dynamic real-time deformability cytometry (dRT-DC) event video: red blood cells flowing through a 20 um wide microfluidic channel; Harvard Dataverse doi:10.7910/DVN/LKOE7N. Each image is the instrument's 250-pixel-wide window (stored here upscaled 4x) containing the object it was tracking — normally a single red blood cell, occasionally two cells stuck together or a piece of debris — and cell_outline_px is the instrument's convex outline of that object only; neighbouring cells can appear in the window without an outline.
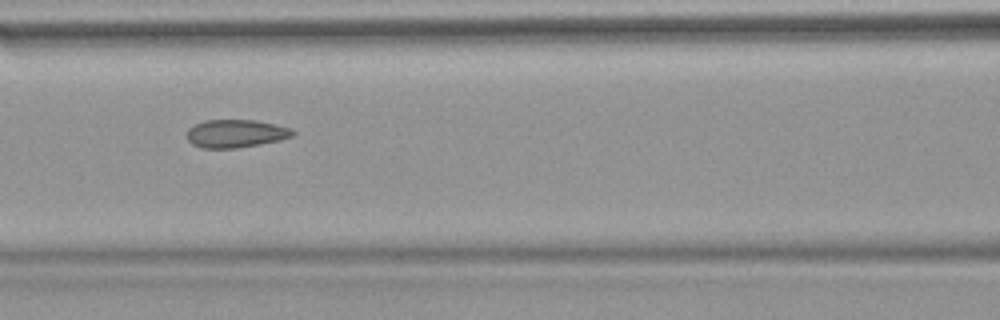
{"species": "common noctule bat (a hibernating species)", "species_latin": "Nyctalus noctula", "temperature_condition": "warm", "stored_images_in_passage": 54, "camera_frame_rate_fps": 3000, "um_per_image_px": 0.085, "animal": {"sex": "female", "body_mass_g": 18.4}, "frame": {"image": 1, "passage_image": 24, "time_ms": 7.667, "image_size_px": [1000, 320], "cell_outline_px": [[296, 132], [292, 136], [280, 140], [260, 144], [236, 148], [200, 148], [192, 144], [188, 140], [188, 128], [204, 120], [256, 120], [292, 128]], "centroid_in_image_um": [20.05, 11.35], "position_along_channel_um": 146.6, "area_um2": 17.28}, "authors_computed_cell_mechanics": {"area_um2": 18.0047, "velocity_mm_per_s": 3.8396, "shape_relaxation_time_tau1_ms": null, "shape_relaxation_time_tau2_ms": 1.9752, "deformation_change_tau1": null, "deformation_change_tau2": 0.0517}}